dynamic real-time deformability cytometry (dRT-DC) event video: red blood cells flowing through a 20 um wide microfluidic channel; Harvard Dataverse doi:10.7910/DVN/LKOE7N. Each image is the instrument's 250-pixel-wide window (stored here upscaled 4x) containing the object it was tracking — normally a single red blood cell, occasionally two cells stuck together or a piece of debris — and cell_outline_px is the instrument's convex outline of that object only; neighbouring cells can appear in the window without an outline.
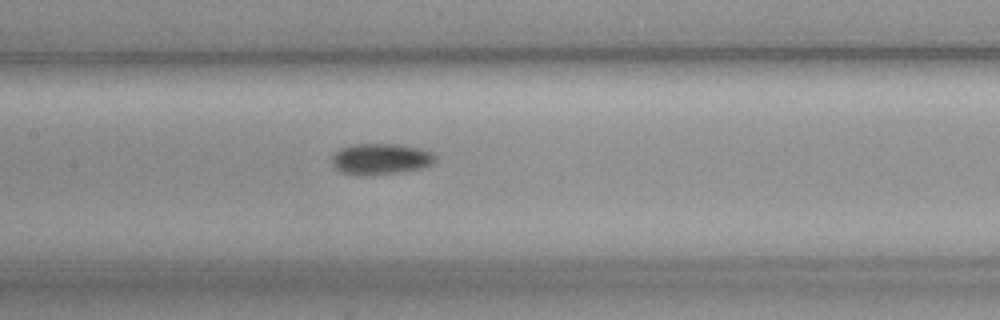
{"species": "common noctule bat (a hibernating species)", "species_latin": "Nyctalus noctula", "temperature_condition": "cold", "stored_images_in_passage": 32, "camera_frame_rate_fps": 3000, "um_per_image_px": 0.085, "animal": {"sex": "female", "body_mass_g": 19.3, "forearm_length_mm": 54.1}, "frame": {"image": 1, "passage_image": 10, "time_ms": 3.0, "image_size_px": [1000, 320], "cell_outline_px": [[436, 160], [432, 164], [420, 168], [400, 172], [368, 176], [360, 176], [340, 172], [332, 164], [332, 156], [340, 148], [352, 144], [400, 144], [420, 148], [432, 152], [436, 156]], "centroid_in_image_um": [32.35, 13.52], "position_along_channel_um": 175.1, "area_um2": 18.96}}
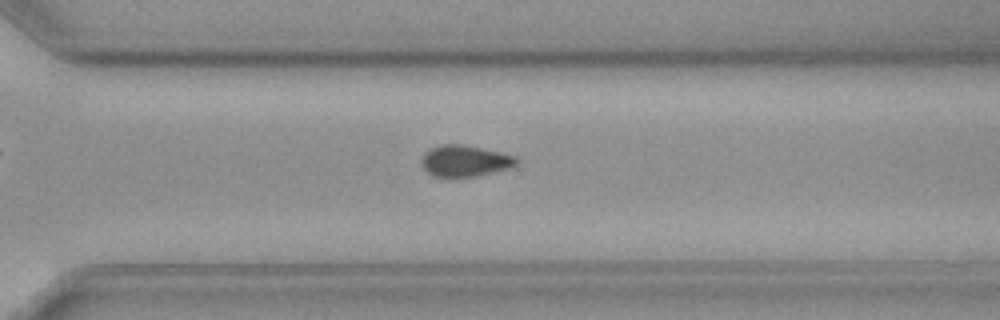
{"frame": {"image": 2, "passage_image": 23, "time_ms": 7.333, "image_size_px": [1000, 320], "cell_outline_px": [[520, 160], [512, 168], [476, 176], [456, 180], [432, 176], [420, 164], [420, 160], [424, 152], [440, 144], [460, 144], [500, 152], [516, 156]], "centroid_in_image_um": [39.49, 13.72], "position_along_channel_um": 331.1, "area_um2": 17.98}}
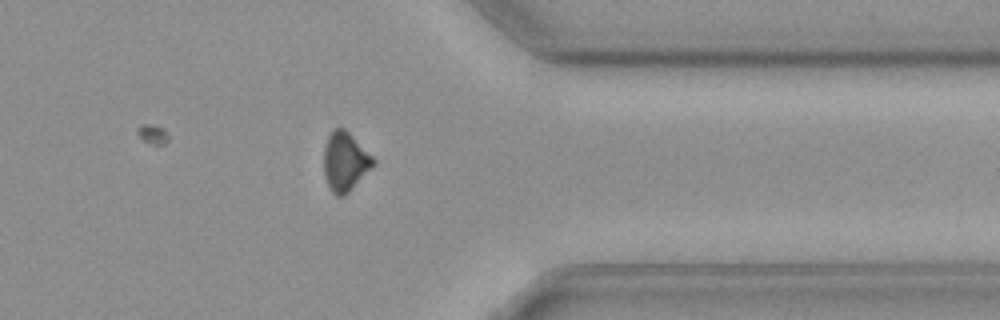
{"frame": {"image": 3, "passage_image": 28, "time_ms": 9.0, "image_size_px": [1000, 320], "cell_outline_px": [[376, 164], [344, 196], [336, 196], [332, 192], [328, 184], [324, 172], [324, 148], [328, 136], [332, 128], [344, 128], [376, 160]], "centroid_in_image_um": [29.33, 13.73], "position_along_channel_um": 382.1, "area_um2": 16.82}, "authors_computed_cell_mechanics": {"area_um2": 17.8024, "velocity_mm_per_s": 3.617, "shape_relaxation_time_tau1_ms": 5.6308, "shape_relaxation_time_tau2_ms": null, "deformation_change_tau1": 0.0807, "deformation_change_tau2": null}}